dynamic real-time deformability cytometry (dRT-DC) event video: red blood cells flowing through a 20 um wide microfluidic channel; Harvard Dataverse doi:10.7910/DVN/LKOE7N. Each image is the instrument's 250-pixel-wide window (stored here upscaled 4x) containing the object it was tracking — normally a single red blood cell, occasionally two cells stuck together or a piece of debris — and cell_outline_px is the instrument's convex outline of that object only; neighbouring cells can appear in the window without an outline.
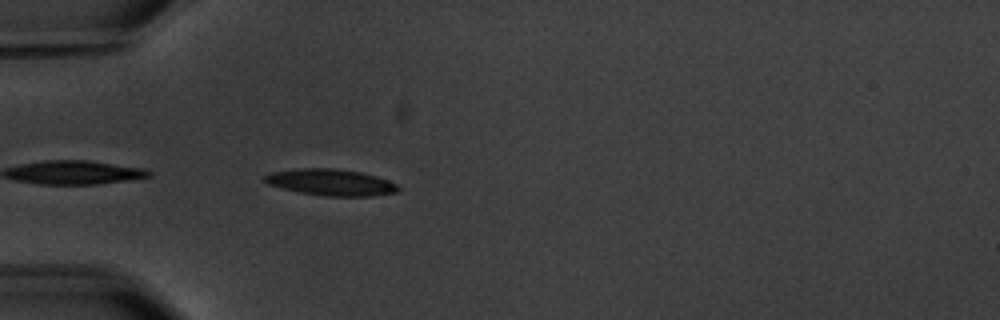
{"species": "common noctule bat (a hibernating species)", "species_latin": "Nyctalus noctula", "temperature_condition": "warm", "stored_images_in_passage": 5, "camera_frame_rate_fps": 3000, "um_per_image_px": 0.085, "animal": {"sex": "male", "body_mass_g": 20.1, "forearm_length_mm": 53.5}, "frame": {"image": 1, "passage_image": 5, "time_ms": 5.0, "image_size_px": [1000, 320], "cell_outline_px": [[400, 188], [396, 192], [372, 196], [324, 196], [300, 192], [280, 188], [268, 184], [260, 180], [260, 176], [272, 172], [300, 168], [332, 168], [360, 172], [376, 176], [388, 180], [396, 184]], "centroid_in_image_um": [28.05, 15.49], "position_along_channel_um": 56.9, "area_um2": 20.69}}